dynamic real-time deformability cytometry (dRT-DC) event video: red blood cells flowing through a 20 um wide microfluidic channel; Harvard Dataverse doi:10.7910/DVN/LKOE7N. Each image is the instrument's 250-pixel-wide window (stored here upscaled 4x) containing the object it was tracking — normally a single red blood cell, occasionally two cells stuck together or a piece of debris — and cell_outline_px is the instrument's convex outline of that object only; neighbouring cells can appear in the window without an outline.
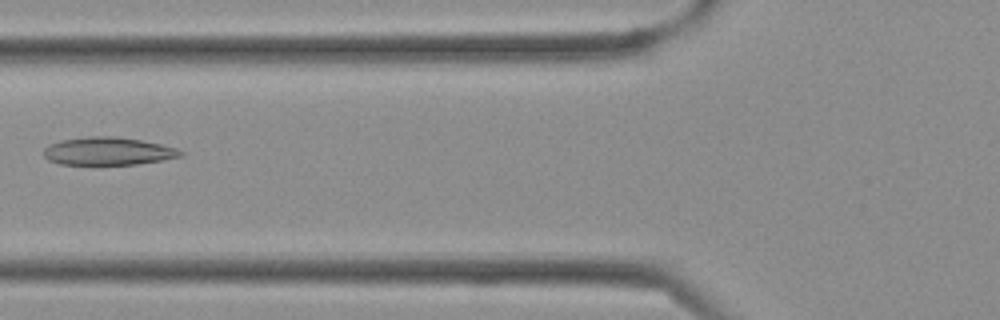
{"species": "Egyptian fruit bat (a non-hibernating species)", "species_latin": "Rousettus aegyptiacus", "temperature_condition": "cold", "stored_images_in_passage": 31, "camera_frame_rate_fps": 3000, "um_per_image_px": 0.085, "frame": {"image": 1, "passage_image": 8, "time_ms": 2.333, "image_size_px": [1000, 320], "cell_outline_px": [[184, 156], [136, 164], [60, 164], [48, 160], [44, 156], [44, 148], [48, 144], [60, 140], [88, 136], [116, 136], [140, 140], [160, 144], [176, 148], [184, 152]], "centroid_in_image_um": [9.16, 12.84], "position_along_channel_um": 116.6, "area_um2": 22.2}}
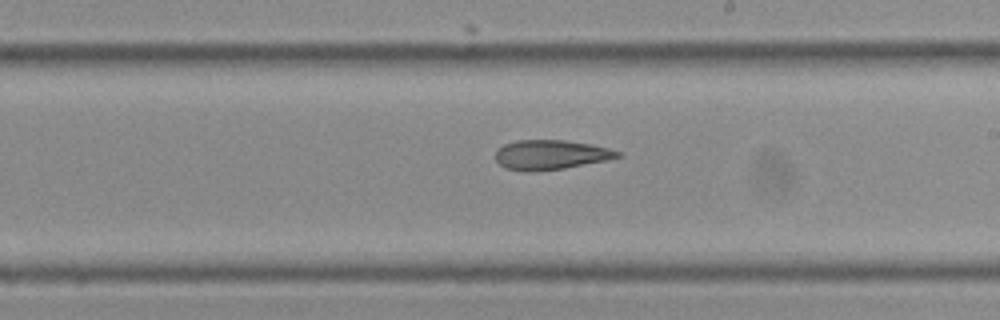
{"frame": {"image": 2, "passage_image": 15, "time_ms": 4.667, "image_size_px": [1000, 320], "cell_outline_px": [[624, 156], [564, 168], [528, 172], [524, 172], [504, 168], [496, 160], [496, 148], [504, 144], [516, 140], [564, 140], [592, 144], [608, 148], [620, 152]], "centroid_in_image_um": [46.77, 13.15], "position_along_channel_um": 242.2, "area_um2": 21.1}}
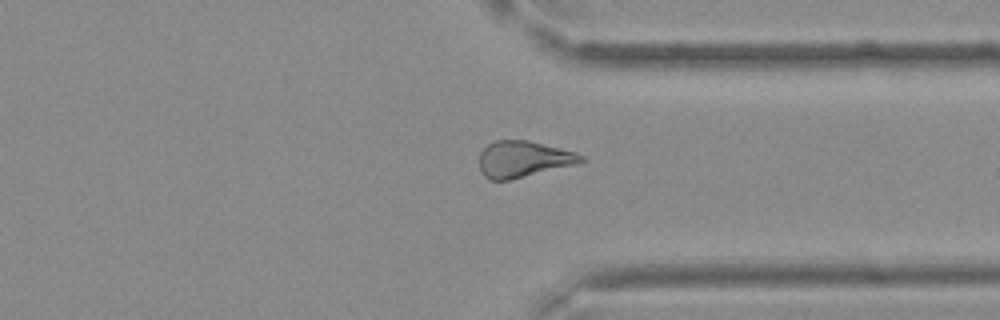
{"frame": {"image": 3, "passage_image": 22, "time_ms": 7.0, "image_size_px": [1000, 320], "cell_outline_px": [[588, 160], [576, 164], [508, 180], [488, 180], [484, 176], [480, 168], [480, 152], [488, 144], [496, 140], [528, 140], [576, 152], [584, 156]], "centroid_in_image_um": [44.49, 13.52], "position_along_channel_um": 366.9, "area_um2": 21.44}}